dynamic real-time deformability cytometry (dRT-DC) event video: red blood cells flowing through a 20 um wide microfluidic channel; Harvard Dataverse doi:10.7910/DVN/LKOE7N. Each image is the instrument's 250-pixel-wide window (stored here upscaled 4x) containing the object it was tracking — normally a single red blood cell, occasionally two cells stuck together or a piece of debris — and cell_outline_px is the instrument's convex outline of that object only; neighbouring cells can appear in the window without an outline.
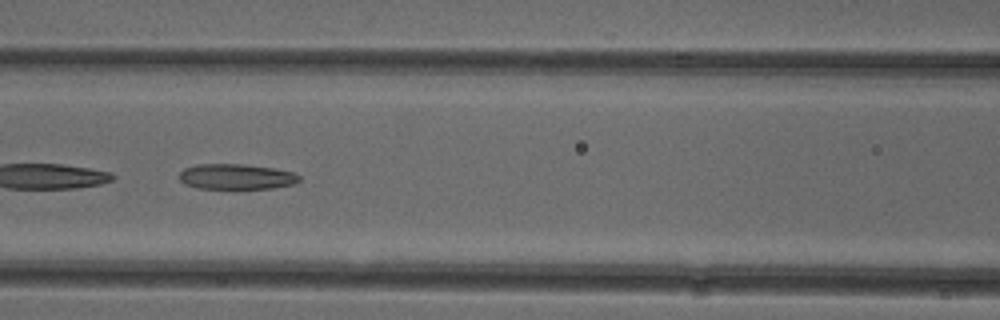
{"species": "common noctule bat (a hibernating species)", "species_latin": "Nyctalus noctula", "temperature_condition": "cold", "stored_images_in_passage": 50, "camera_frame_rate_fps": 3000, "um_per_image_px": 0.085, "animal": {"sex": "female"}, "frame": {"image": 1, "passage_image": 22, "time_ms": 7.0, "image_size_px": [1000, 320], "cell_outline_px": [[300, 180], [296, 184], [272, 188], [236, 192], [196, 188], [184, 184], [180, 180], [180, 172], [184, 168], [196, 164], [244, 164], [276, 168], [296, 172], [300, 176]], "centroid_in_image_um": [20.12, 15.07], "position_along_channel_um": 146.5, "area_um2": 19.07}, "authors_computed_cell_mechanics": {"area_um2": 20.9525, "velocity_mm_per_s": 3.9513, "shape_relaxation_time_tau1_ms": null, "shape_relaxation_time_tau2_ms": 7.3313, "deformation_change_tau1": null, "deformation_change_tau2": 0.1782}}